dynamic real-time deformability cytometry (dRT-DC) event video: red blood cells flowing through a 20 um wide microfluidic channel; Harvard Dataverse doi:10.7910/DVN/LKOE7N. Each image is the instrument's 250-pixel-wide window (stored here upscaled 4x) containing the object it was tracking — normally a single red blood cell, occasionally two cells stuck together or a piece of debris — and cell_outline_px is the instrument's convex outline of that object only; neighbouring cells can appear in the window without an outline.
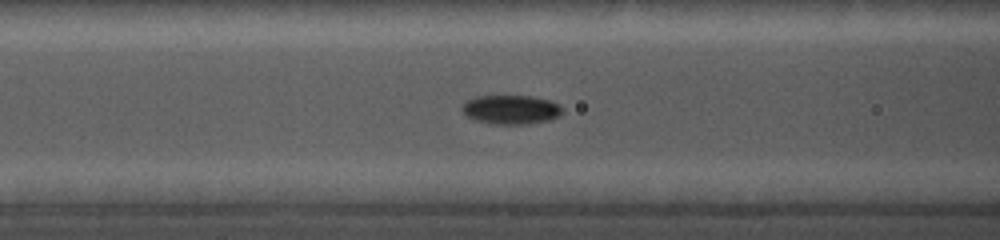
{"species": "common noctule bat (a hibernating species)", "species_latin": "Nyctalus noctula", "temperature_condition": "cold", "stored_images_in_passage": 58, "camera_frame_rate_fps": 5000, "um_per_image_px": 0.085, "animal": {"sex": "female", "body_mass_g": 19.0, "forearm_length_mm": 56.7}, "frame": {"image": 1, "passage_image": 32, "time_ms": 7.2, "image_size_px": [1000, 240], "cell_outline_px": [[564, 108], [556, 116], [548, 120], [528, 124], [496, 124], [476, 120], [468, 116], [460, 108], [472, 96], [532, 96], [548, 100]], "centroid_in_image_um": [43.4, 9.31], "position_along_channel_um": 123.2, "area_um2": 16.7}}
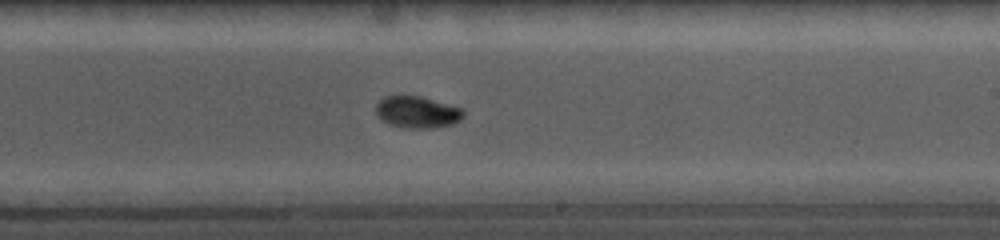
{"frame": {"image": 2, "passage_image": 44, "time_ms": 10.6, "image_size_px": [1000, 240], "cell_outline_px": [[464, 116], [460, 120], [452, 124], [432, 128], [404, 128], [388, 124], [380, 120], [376, 116], [376, 104], [384, 96], [400, 92], [420, 96], [464, 108]], "centroid_in_image_um": [35.41, 9.49], "position_along_channel_um": 253.6, "area_um2": 16.94}}
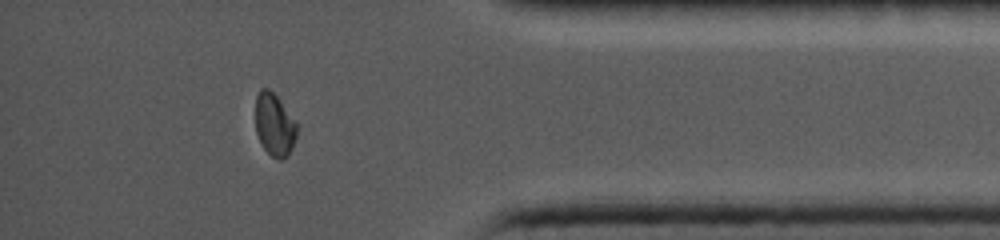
{"frame": {"image": 3, "passage_image": 55, "time_ms": 15.0, "image_size_px": [1000, 240], "cell_outline_px": [[296, 136], [292, 148], [288, 156], [280, 160], [272, 156], [264, 148], [256, 132], [256, 96], [260, 88], [268, 88], [280, 100], [296, 120]], "centroid_in_image_um": [23.34, 10.59], "position_along_channel_um": 411.9, "area_um2": 15.03}}